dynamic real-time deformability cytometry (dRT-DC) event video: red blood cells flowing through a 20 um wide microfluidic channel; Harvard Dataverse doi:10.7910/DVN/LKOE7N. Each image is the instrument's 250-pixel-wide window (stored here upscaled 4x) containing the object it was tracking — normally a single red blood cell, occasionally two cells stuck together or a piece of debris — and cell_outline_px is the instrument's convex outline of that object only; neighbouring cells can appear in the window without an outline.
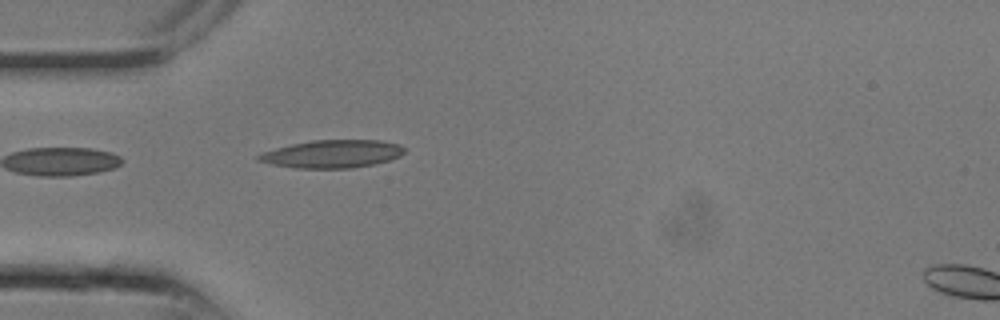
{"species": "common noctule bat (a hibernating species)", "species_latin": "Nyctalus noctula", "temperature_condition": "room temperature", "stored_images_in_passage": 7, "camera_frame_rate_fps": 3000, "um_per_image_px": 0.085, "animal": {"sex": "male", "body_mass_g": 13.3}, "frame": {"image": 1, "passage_image": 7, "time_ms": 2.0, "image_size_px": [1000, 320], "cell_outline_px": [[404, 152], [400, 156], [376, 164], [352, 168], [296, 168], [272, 164], [256, 160], [256, 156], [260, 152], [292, 144], [312, 140], [380, 140], [400, 144], [404, 148]], "centroid_in_image_um": [28.23, 13.08], "position_along_channel_um": 56.8, "area_um2": 23.76}}